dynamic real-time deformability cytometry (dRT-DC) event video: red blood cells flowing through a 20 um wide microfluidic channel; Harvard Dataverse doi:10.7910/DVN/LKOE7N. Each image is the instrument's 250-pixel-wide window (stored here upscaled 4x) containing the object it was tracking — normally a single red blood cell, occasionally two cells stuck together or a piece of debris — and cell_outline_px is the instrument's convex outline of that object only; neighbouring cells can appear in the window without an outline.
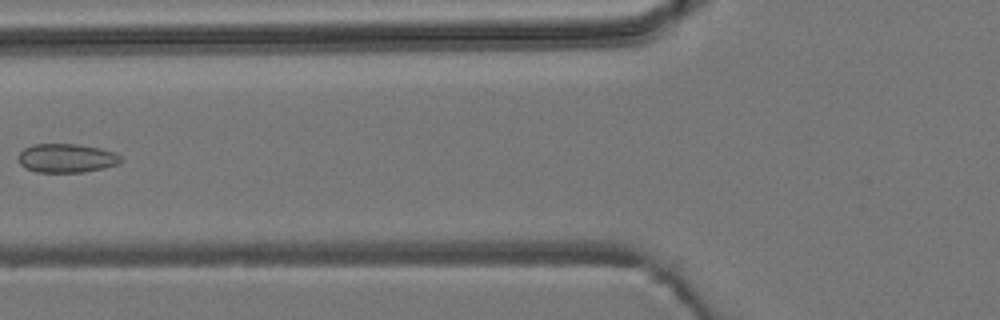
{"species": "common noctule bat (a hibernating species)", "species_latin": "Nyctalus noctula", "temperature_condition": "room temperature", "stored_images_in_passage": 6, "camera_frame_rate_fps": 3000, "um_per_image_px": 0.085, "animal": {"sex": "male", "body_mass_g": 19.2, "forearm_length_mm": 51.8}, "frame": {"image": 1, "passage_image": 6, "time_ms": 6.667, "image_size_px": [1000, 320], "cell_outline_px": [[124, 160], [120, 164], [104, 168], [84, 172], [36, 172], [24, 168], [16, 160], [16, 156], [24, 148], [32, 144], [76, 144], [100, 148], [116, 152]], "centroid_in_image_um": [5.65, 13.44], "position_along_channel_um": 120.2, "area_um2": 17.63}}